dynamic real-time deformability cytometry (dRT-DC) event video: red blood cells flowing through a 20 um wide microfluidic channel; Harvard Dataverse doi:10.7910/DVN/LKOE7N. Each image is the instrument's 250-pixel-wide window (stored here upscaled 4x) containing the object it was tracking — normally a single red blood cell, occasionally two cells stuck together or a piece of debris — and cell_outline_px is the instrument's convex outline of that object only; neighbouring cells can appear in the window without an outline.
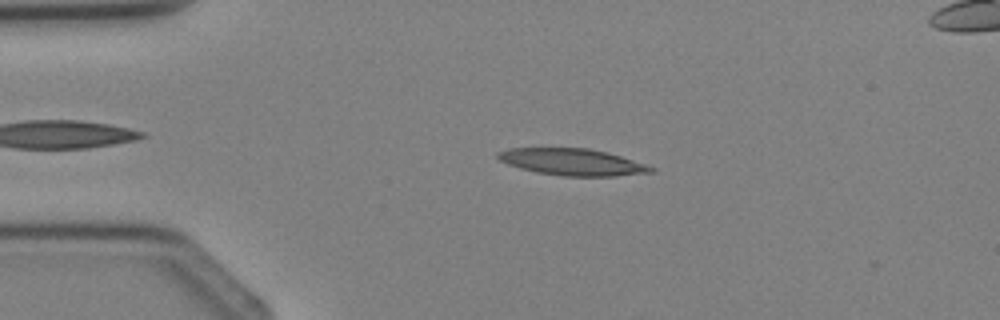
{"species": "Egyptian fruit bat (a non-hibernating species)", "species_latin": "Rousettus aegyptiacus", "temperature_condition": "cold", "stored_images_in_passage": 4, "camera_frame_rate_fps": 3000, "um_per_image_px": 0.085, "animal": {"sex": "female"}, "frame": {"image": 1, "passage_image": 3, "time_ms": 2.333, "image_size_px": [1000, 320], "cell_outline_px": [[656, 172], [616, 176], [564, 176], [536, 172], [520, 168], [508, 164], [500, 160], [496, 156], [496, 152], [508, 148], [588, 148], [608, 152], [656, 168]], "centroid_in_image_um": [48.64, 13.77], "position_along_channel_um": 36.4, "area_um2": 23.87}}